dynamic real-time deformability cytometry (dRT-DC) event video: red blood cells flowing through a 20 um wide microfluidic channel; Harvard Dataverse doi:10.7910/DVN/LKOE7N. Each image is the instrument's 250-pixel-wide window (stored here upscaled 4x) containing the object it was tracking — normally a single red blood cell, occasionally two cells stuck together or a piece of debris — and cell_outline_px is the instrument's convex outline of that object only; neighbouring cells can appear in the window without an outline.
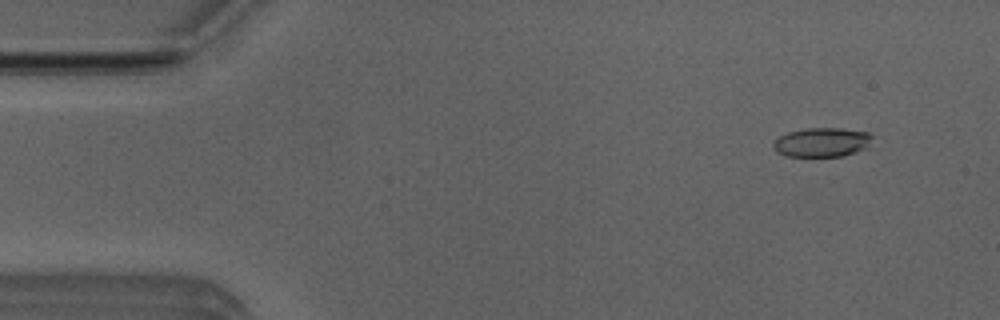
{"species": "Egyptian fruit bat (a non-hibernating species)", "species_latin": "Rousettus aegyptiacus", "temperature_condition": "room temperature", "stored_images_in_passage": 52, "camera_frame_rate_fps": 3000, "um_per_image_px": 0.085, "animal": {"sex": "male"}, "frame": {"image": 1, "passage_image": 5, "time_ms": 1.333, "image_size_px": [1000, 320], "cell_outline_px": [[872, 136], [868, 148], [844, 156], [784, 156], [776, 152], [772, 148], [772, 140], [788, 132], [804, 128], [840, 128], [868, 132]], "centroid_in_image_um": [69.83, 12.09], "position_along_channel_um": 15.2, "area_um2": 17.11}}
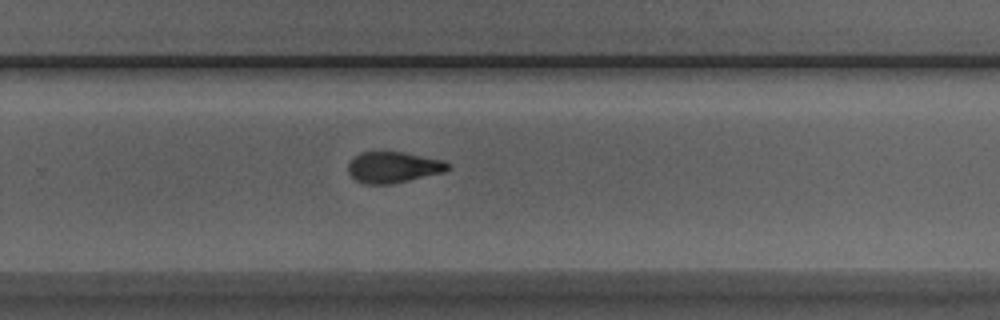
{"frame": {"image": 2, "passage_image": 34, "time_ms": 11.0, "image_size_px": [1000, 320], "cell_outline_px": [[452, 168], [444, 172], [392, 184], [364, 184], [356, 180], [348, 172], [348, 164], [360, 152], [380, 148], [404, 152], [444, 160]], "centroid_in_image_um": [33.42, 14.17], "position_along_channel_um": 296.4, "area_um2": 18.67}}
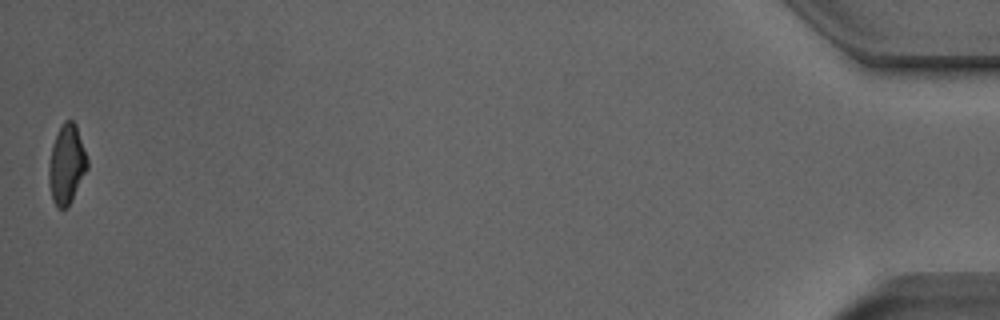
{"frame": {"image": 3, "passage_image": 52, "time_ms": 17.0, "image_size_px": [1000, 320], "cell_outline_px": [[88, 168], [68, 208], [56, 208], [52, 200], [48, 184], [48, 164], [52, 144], [64, 120], [72, 120], [76, 124], [88, 160]], "centroid_in_image_um": [5.65, 14.01], "position_along_channel_um": 429.6, "area_um2": 17.98}, "authors_computed_cell_mechanics": {"area_um2": 18.1781, "velocity_mm_per_s": 3.9386, "shape_relaxation_time_tau1_ms": 4.1491, "shape_relaxation_time_tau2_ms": 3.0694, "deformation_change_tau1": 0.1689, "deformation_change_tau2": 0.091}}